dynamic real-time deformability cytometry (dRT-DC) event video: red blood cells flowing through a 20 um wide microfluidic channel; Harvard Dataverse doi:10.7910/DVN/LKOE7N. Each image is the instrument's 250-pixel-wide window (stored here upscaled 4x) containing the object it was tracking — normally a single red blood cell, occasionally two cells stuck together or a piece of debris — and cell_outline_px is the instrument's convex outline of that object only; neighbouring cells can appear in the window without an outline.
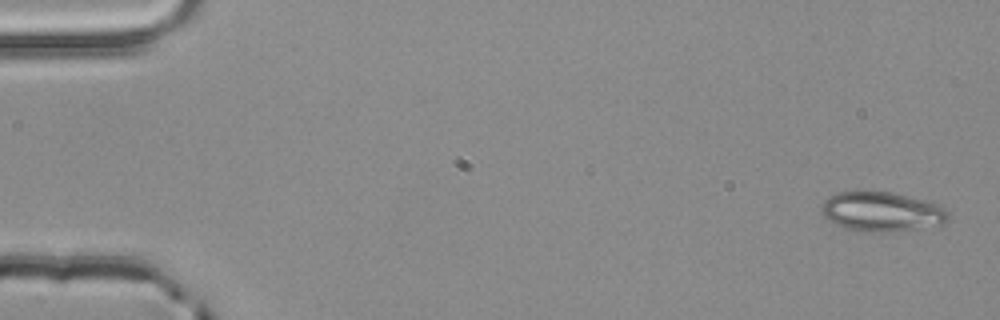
{"species": "common noctule bat (a hibernating species)", "species_latin": "Nyctalus noctula", "temperature_condition": "room temperature", "stored_images_in_passage": 4, "segment_of_instrument_passage": [2, 2], "camera_frame_rate_fps": 3000, "um_per_image_px": 0.085, "animal": {"sex": "male", "body_mass_g": 20.4}, "frame": {"image": 1, "passage_image": 4, "time_ms": 1.0, "image_size_px": [1000, 320], "cell_outline_px": [[948, 220], [940, 224], [892, 232], [864, 232], [844, 228], [828, 220], [824, 216], [824, 200], [828, 196], [836, 192], [892, 192], [940, 204], [948, 212]], "centroid_in_image_um": [74.96, 18.0], "position_along_channel_um": 10.0, "area_um2": 28.96}}